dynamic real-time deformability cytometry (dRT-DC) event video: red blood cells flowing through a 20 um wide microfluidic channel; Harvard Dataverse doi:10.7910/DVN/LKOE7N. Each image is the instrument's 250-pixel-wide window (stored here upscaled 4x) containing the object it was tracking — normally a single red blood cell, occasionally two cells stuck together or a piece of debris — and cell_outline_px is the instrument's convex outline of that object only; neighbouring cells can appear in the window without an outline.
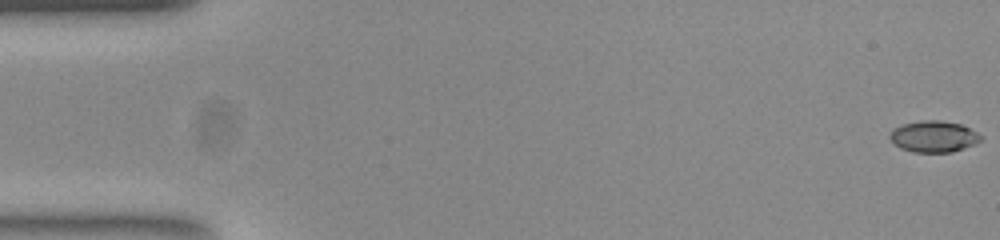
{"species": "common noctule bat (a hibernating species)", "species_latin": "Nyctalus noctula", "temperature_condition": "room temperature", "stored_images_in_passage": 53, "camera_frame_rate_fps": 3000, "um_per_image_px": 0.085, "animal": {"sex": "female", "body_mass_g": 23.0, "forearm_length_mm": 53.4}, "frame": {"image": 1, "passage_image": 1, "time_ms": 0.0, "image_size_px": [1000, 240], "cell_outline_px": [[980, 140], [972, 144], [952, 152], [912, 152], [900, 148], [888, 136], [896, 128], [904, 124], [924, 120], [940, 120], [960, 124], [976, 132], [980, 136]], "centroid_in_image_um": [79.34, 11.61], "position_along_channel_um": 5.7, "area_um2": 16.13}}
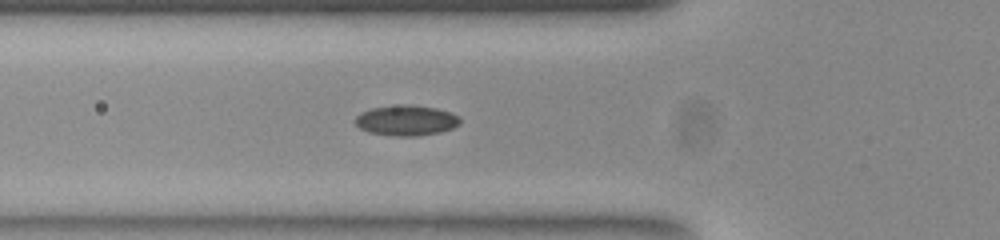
{"frame": {"image": 2, "passage_image": 19, "time_ms": 6.0, "image_size_px": [1000, 240], "cell_outline_px": [[460, 124], [452, 128], [440, 132], [416, 136], [392, 136], [368, 132], [360, 128], [352, 120], [360, 112], [372, 108], [404, 104], [412, 104], [436, 108], [460, 116]], "centroid_in_image_um": [34.51, 10.23], "position_along_channel_um": 91.3, "area_um2": 18.73}}
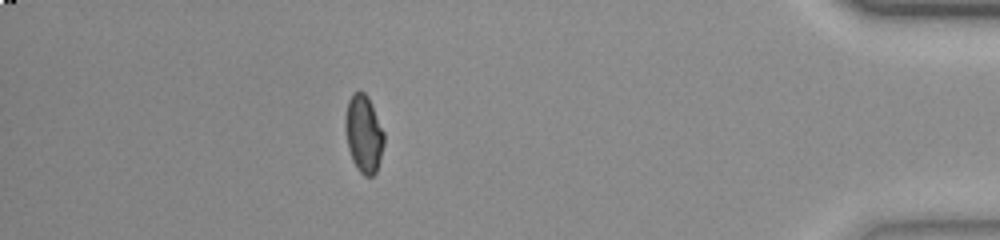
{"frame": {"image": 3, "passage_image": 47, "time_ms": 15.333, "image_size_px": [1000, 240], "cell_outline_px": [[384, 144], [380, 160], [376, 172], [372, 176], [364, 176], [356, 168], [352, 160], [348, 148], [344, 128], [344, 120], [348, 100], [352, 92], [364, 92], [368, 96], [372, 104], [384, 132]], "centroid_in_image_um": [30.9, 11.37], "position_along_channel_um": 404.3, "area_um2": 17.74}, "authors_computed_cell_mechanics": {"area_um2": 17.3978, "velocity_mm_per_s": 3.8943, "shape_relaxation_time_tau1_ms": null, "shape_relaxation_time_tau2_ms": 2.2649, "deformation_change_tau1": null, "deformation_change_tau2": 0.0602}}